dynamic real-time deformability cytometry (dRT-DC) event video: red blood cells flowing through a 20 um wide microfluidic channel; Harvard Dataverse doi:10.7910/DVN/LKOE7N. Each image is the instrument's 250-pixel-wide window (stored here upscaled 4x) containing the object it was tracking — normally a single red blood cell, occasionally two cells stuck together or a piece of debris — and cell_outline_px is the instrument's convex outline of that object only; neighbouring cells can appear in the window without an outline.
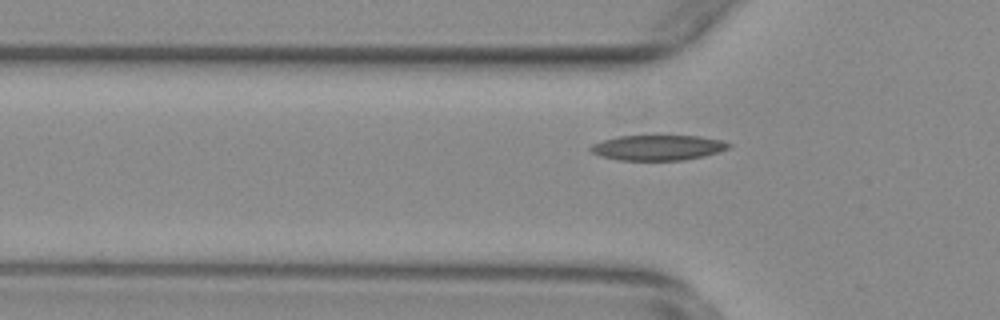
{"species": "common noctule bat (a hibernating species)", "species_latin": "Nyctalus noctula", "temperature_condition": "warm", "stored_images_in_passage": 30, "camera_frame_rate_fps": 3000, "um_per_image_px": 0.085, "animal": {"sex": "female", "body_mass_g": 29.2, "forearm_length_mm": 56.3}, "frame": {"image": 1, "passage_image": 18, "time_ms": 5.667, "image_size_px": [1000, 320], "cell_outline_px": [[732, 144], [728, 148], [704, 156], [684, 160], [620, 160], [600, 156], [592, 152], [588, 148], [592, 144], [616, 136], [700, 136], [720, 140]], "centroid_in_image_um": [55.89, 12.55], "position_along_channel_um": 69.9, "area_um2": 20.17}}
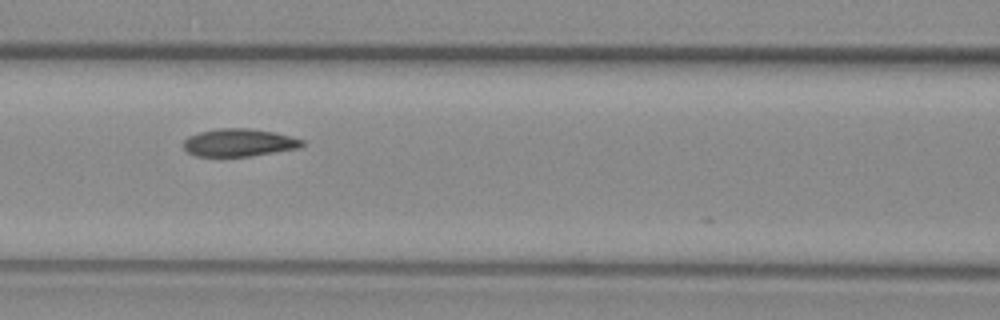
{"frame": {"image": 2, "passage_image": 24, "time_ms": 7.667, "image_size_px": [1000, 320], "cell_outline_px": [[304, 144], [300, 148], [248, 156], [196, 156], [188, 152], [184, 148], [184, 140], [188, 136], [200, 132], [216, 128], [248, 128], [272, 132], [292, 136], [304, 140]], "centroid_in_image_um": [20.32, 12.11], "position_along_channel_um": 146.3, "area_um2": 19.07}}
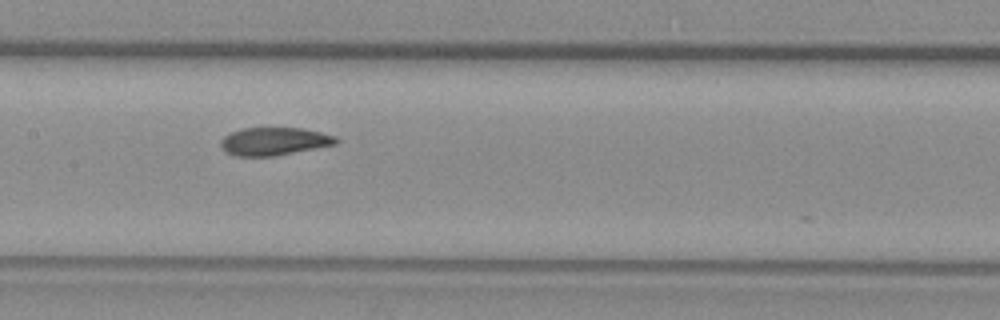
{"frame": {"image": 3, "passage_image": 27, "time_ms": 8.667, "image_size_px": [1000, 320], "cell_outline_px": [[340, 140], [336, 144], [316, 148], [272, 156], [236, 156], [224, 152], [220, 144], [220, 140], [224, 136], [240, 128], [300, 128], [320, 132], [336, 136]], "centroid_in_image_um": [23.27, 12.01], "position_along_channel_um": 184.1, "area_um2": 18.73}}